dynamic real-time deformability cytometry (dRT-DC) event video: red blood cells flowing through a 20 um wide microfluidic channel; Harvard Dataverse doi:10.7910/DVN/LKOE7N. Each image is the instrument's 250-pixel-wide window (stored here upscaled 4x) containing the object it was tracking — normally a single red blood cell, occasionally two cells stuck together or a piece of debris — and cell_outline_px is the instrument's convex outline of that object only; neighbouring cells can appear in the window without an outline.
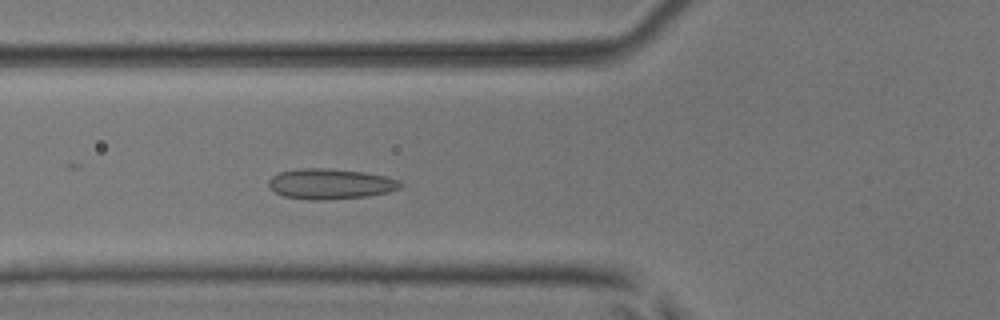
{"species": "common noctule bat (a hibernating species)", "species_latin": "Nyctalus noctula", "temperature_condition": "room temperature", "stored_images_in_passage": 52, "camera_frame_rate_fps": 3000, "um_per_image_px": 0.085, "animal": {"sex": "male", "body_mass_g": 17.9, "forearm_length_mm": 54.2}, "frame": {"image": 1, "passage_image": 20, "time_ms": 6.333, "image_size_px": [1000, 320], "cell_outline_px": [[404, 184], [400, 188], [388, 192], [368, 196], [316, 200], [312, 200], [284, 196], [276, 192], [268, 184], [268, 180], [272, 176], [280, 172], [300, 168], [328, 168], [364, 172], [384, 176], [400, 180]], "centroid_in_image_um": [28.11, 15.62], "position_along_channel_um": 97.7, "area_um2": 23.24}}
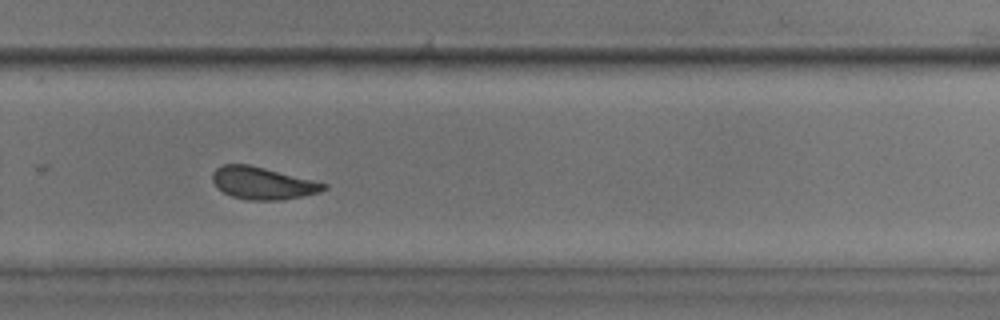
{"frame": {"image": 2, "passage_image": 36, "time_ms": 11.667, "image_size_px": [1000, 320], "cell_outline_px": [[328, 188], [320, 192], [304, 196], [280, 200], [248, 200], [232, 196], [224, 192], [212, 180], [212, 172], [220, 164], [248, 164], [328, 184]], "centroid_in_image_um": [22.33, 15.57], "position_along_channel_um": 307.5, "area_um2": 20.75}}
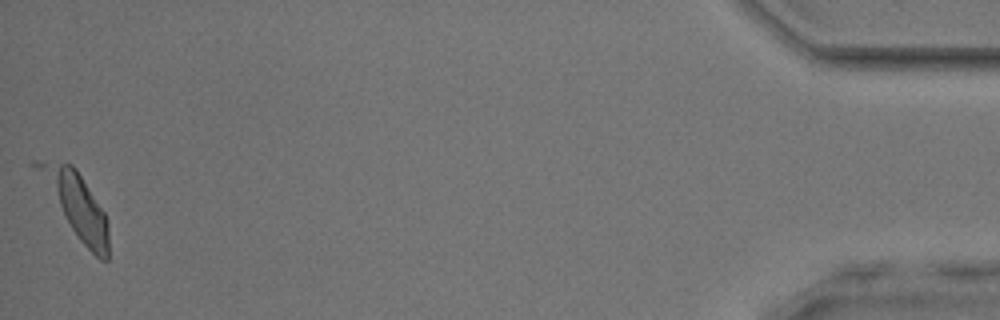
{"frame": {"image": 3, "passage_image": 52, "time_ms": 17.0, "image_size_px": [1000, 320], "cell_outline_px": [[108, 260], [100, 260], [80, 240], [28, 164], [32, 160], [36, 160], [72, 164], [76, 168], [104, 212], [108, 224]], "centroid_in_image_um": [6.4, 17.32], "position_along_channel_um": 428.8, "area_um2": 26.07}, "authors_computed_cell_mechanics": {"area_um2": 21.9062, "velocity_mm_per_s": 3.9423, "shape_relaxation_time_tau1_ms": 4.0326, "shape_relaxation_time_tau2_ms": 1.0388, "deformation_change_tau1": 0.1077, "deformation_change_tau2": 0.0542}}